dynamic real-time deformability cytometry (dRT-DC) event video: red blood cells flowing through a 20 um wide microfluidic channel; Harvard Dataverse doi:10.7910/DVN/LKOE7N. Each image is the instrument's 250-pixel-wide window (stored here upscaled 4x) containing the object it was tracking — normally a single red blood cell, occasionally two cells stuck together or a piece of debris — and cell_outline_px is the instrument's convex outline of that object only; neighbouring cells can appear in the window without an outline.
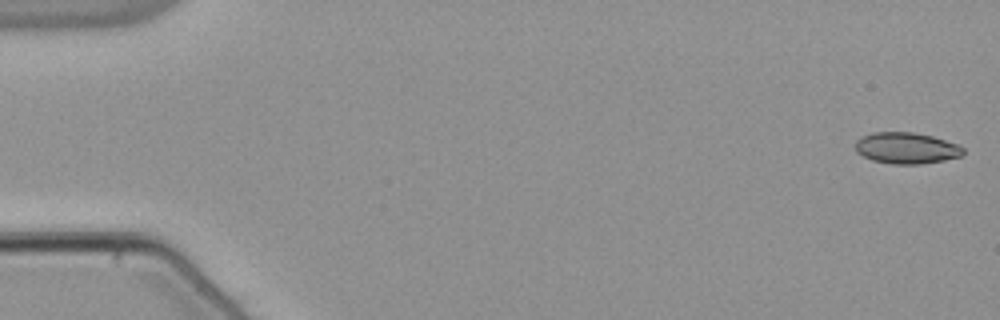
{"species": "common noctule bat (a hibernating species)", "species_latin": "Nyctalus noctula", "temperature_condition": "warm", "stored_images_in_passage": 53, "camera_frame_rate_fps": 3000, "um_per_image_px": 0.085, "animal": {"sex": "male", "body_mass_g": 21.5, "forearm_length_mm": 52.0}, "frame": {"image": 1, "passage_image": 1, "time_ms": 0.0, "image_size_px": [1000, 320], "cell_outline_px": [[964, 152], [960, 156], [944, 160], [920, 164], [892, 164], [872, 160], [856, 152], [856, 140], [860, 136], [872, 132], [912, 132], [932, 136], [956, 144], [964, 148]], "centroid_in_image_um": [77.01, 12.58], "position_along_channel_um": 8.0, "area_um2": 19.59}}
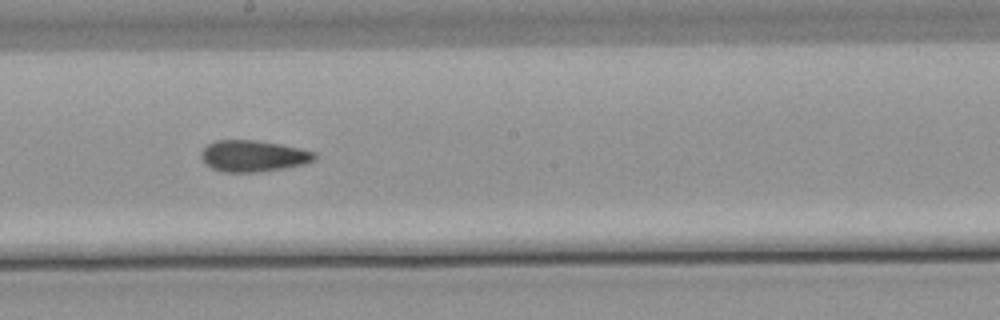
{"frame": {"image": 2, "passage_image": 30, "time_ms": 9.667, "image_size_px": [1000, 320], "cell_outline_px": [[316, 160], [304, 164], [284, 168], [256, 172], [224, 172], [212, 168], [204, 164], [200, 156], [200, 152], [208, 144], [216, 140], [256, 140], [280, 144], [300, 148], [316, 152]], "centroid_in_image_um": [21.52, 13.26], "position_along_channel_um": 226.7, "area_um2": 20.87}}
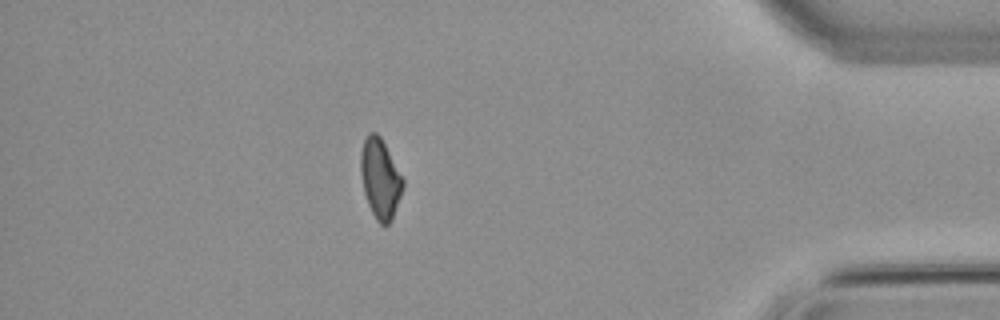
{"frame": {"image": 3, "passage_image": 47, "time_ms": 15.333, "image_size_px": [1000, 320], "cell_outline_px": [[404, 188], [392, 220], [384, 228], [376, 220], [368, 204], [364, 192], [360, 172], [360, 156], [364, 140], [368, 132], [376, 132], [380, 136], [404, 180]], "centroid_in_image_um": [32.32, 15.21], "position_along_channel_um": 402.9, "area_um2": 19.71}, "authors_computed_cell_mechanics": {"area_um2": 20.3456, "velocity_mm_per_s": 3.8507, "shape_relaxation_time_tau1_ms": null, "shape_relaxation_time_tau2_ms": 3.2535, "deformation_change_tau1": null, "deformation_change_tau2": 0.0748}}